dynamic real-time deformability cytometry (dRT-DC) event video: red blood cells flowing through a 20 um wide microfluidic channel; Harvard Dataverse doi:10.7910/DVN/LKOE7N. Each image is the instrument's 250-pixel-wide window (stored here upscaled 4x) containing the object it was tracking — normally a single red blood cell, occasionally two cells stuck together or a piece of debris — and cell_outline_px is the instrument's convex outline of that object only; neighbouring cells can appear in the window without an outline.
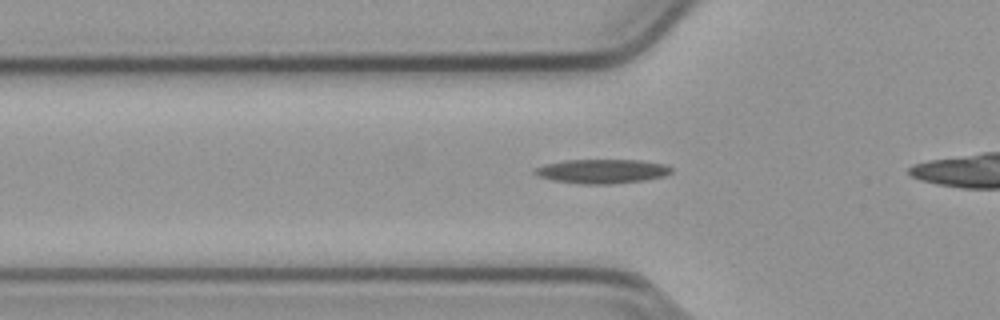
{"species": "common noctule bat (a hibernating species)", "species_latin": "Nyctalus noctula", "temperature_condition": "cold", "stored_images_in_passage": 34, "camera_frame_rate_fps": 3000, "um_per_image_px": 0.085, "animal": {"sex": "male", "body_mass_g": 23.1, "forearm_length_mm": 52.7}, "frame": {"image": 1, "passage_image": 9, "time_ms": 2.667, "image_size_px": [1000, 320], "cell_outline_px": [[672, 172], [664, 176], [644, 180], [612, 184], [584, 184], [552, 180], [540, 176], [532, 172], [536, 168], [548, 164], [564, 160], [640, 160], [664, 164], [672, 168]], "centroid_in_image_um": [51.21, 14.56], "position_along_channel_um": 74.6, "area_um2": 19.07}}
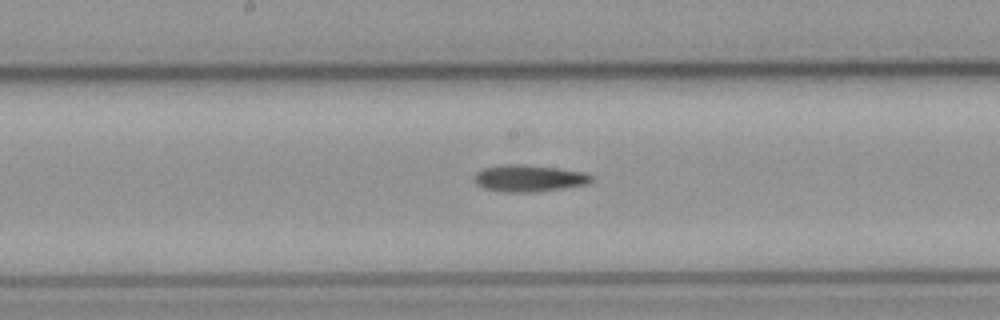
{"frame": {"image": 2, "passage_image": 19, "time_ms": 6.0, "image_size_px": [1000, 320], "cell_outline_px": [[596, 180], [588, 184], [532, 192], [508, 192], [484, 188], [476, 184], [476, 172], [484, 168], [500, 164], [520, 164], [556, 168], [584, 172], [592, 176]], "centroid_in_image_um": [44.99, 15.14], "position_along_channel_um": 203.2, "area_um2": 18.09}}
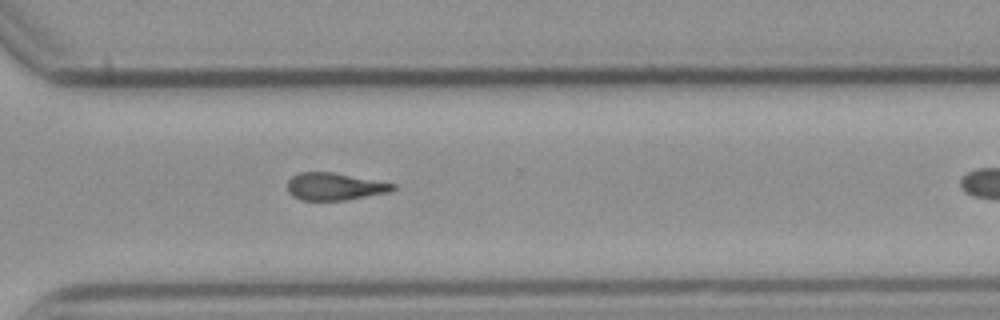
{"frame": {"image": 3, "passage_image": 30, "time_ms": 9.667, "image_size_px": [1000, 320], "cell_outline_px": [[396, 188], [392, 192], [344, 200], [300, 200], [292, 196], [288, 192], [288, 180], [292, 176], [300, 172], [332, 172], [396, 184]], "centroid_in_image_um": [28.44, 15.86], "position_along_channel_um": 342.2, "area_um2": 16.82}}